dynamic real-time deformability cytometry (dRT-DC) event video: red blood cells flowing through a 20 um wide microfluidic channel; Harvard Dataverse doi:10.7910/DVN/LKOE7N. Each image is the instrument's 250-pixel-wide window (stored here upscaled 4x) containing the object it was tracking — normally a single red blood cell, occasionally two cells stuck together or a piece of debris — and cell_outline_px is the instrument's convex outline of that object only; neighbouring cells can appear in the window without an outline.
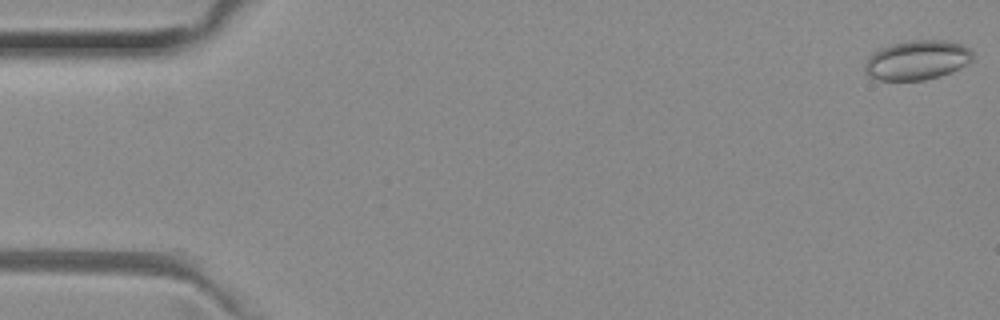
{"species": "common noctule bat (a hibernating species)", "species_latin": "Nyctalus noctula", "temperature_condition": "room temperature", "stored_images_in_passage": 14, "camera_frame_rate_fps": 3000, "um_per_image_px": 0.085, "animal": {"sex": "female", "body_mass_g": 29.2, "forearm_length_mm": 56.3}, "frame": {"image": 1, "passage_image": 1, "time_ms": 0.0, "image_size_px": [1000, 320], "cell_outline_px": [[972, 60], [940, 76], [924, 80], [876, 80], [868, 76], [864, 68], [864, 64], [868, 56], [880, 48], [892, 44], [908, 40], [948, 40], [960, 44], [968, 48], [972, 52]], "centroid_in_image_um": [77.89, 5.1], "position_along_channel_um": 7.1, "area_um2": 24.68}}